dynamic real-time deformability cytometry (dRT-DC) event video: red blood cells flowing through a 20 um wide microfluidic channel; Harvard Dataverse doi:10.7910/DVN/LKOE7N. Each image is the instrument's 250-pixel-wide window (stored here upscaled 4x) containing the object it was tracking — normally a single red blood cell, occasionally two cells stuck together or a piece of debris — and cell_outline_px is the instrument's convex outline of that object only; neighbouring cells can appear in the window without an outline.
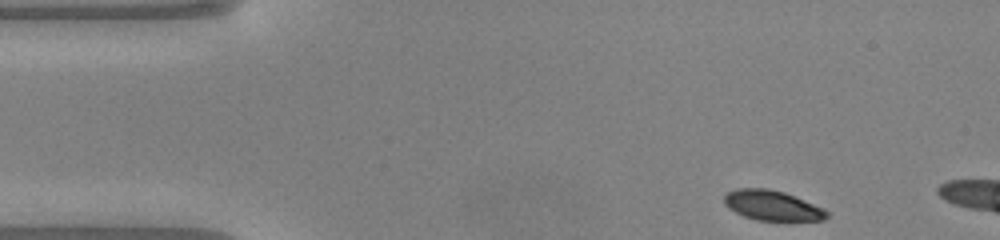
{"species": "common noctule bat (a hibernating species)", "species_latin": "Nyctalus noctula", "temperature_condition": "warm", "stored_images_in_passage": 6, "camera_frame_rate_fps": 3000, "um_per_image_px": 0.085, "animal": {"sex": "male", "body_mass_g": 20.0, "forearm_length_mm": 53.3}, "frame": {"image": 1, "passage_image": 1, "time_ms": 0.0, "image_size_px": [1000, 240], "cell_outline_px": [[828, 216], [824, 220], [756, 220], [744, 216], [728, 208], [724, 204], [724, 196], [728, 192], [736, 188], [768, 188], [784, 192], [824, 208], [828, 212]], "centroid_in_image_um": [65.62, 17.46], "position_along_channel_um": 19.4, "area_um2": 17.86}}